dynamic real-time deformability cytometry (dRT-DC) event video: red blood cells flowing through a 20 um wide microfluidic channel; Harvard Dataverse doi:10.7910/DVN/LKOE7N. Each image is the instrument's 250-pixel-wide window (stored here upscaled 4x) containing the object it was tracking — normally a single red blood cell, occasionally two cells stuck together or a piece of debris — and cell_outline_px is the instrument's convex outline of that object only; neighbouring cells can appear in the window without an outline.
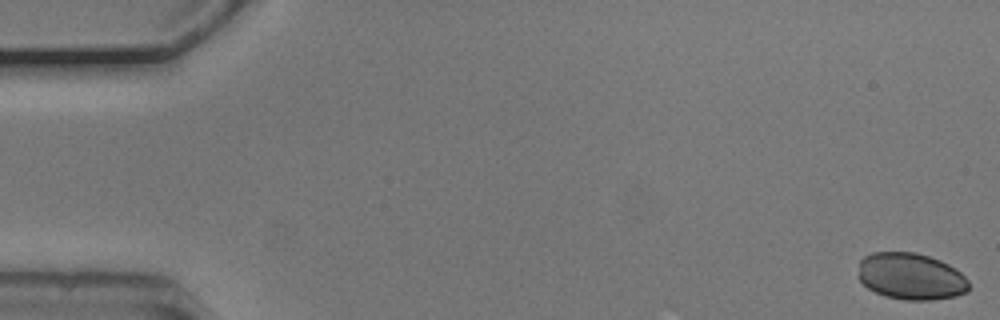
{"species": "common noctule bat (a hibernating species)", "species_latin": "Nyctalus noctula", "temperature_condition": "cold", "stored_images_in_passage": 54, "camera_frame_rate_fps": 3000, "um_per_image_px": 0.085, "animal": {"sex": "male", "body_mass_g": 20.5, "forearm_length_mm": 52.5}, "frame": {"image": 1, "passage_image": 1, "time_ms": 0.0, "image_size_px": [1000, 320], "cell_outline_px": [[968, 292], [956, 296], [932, 300], [904, 300], [884, 296], [868, 288], [856, 276], [860, 260], [864, 256], [872, 252], [916, 252], [940, 260], [956, 268], [968, 280]], "centroid_in_image_um": [77.4, 23.49], "position_along_channel_um": 7.6, "area_um2": 30.46}}
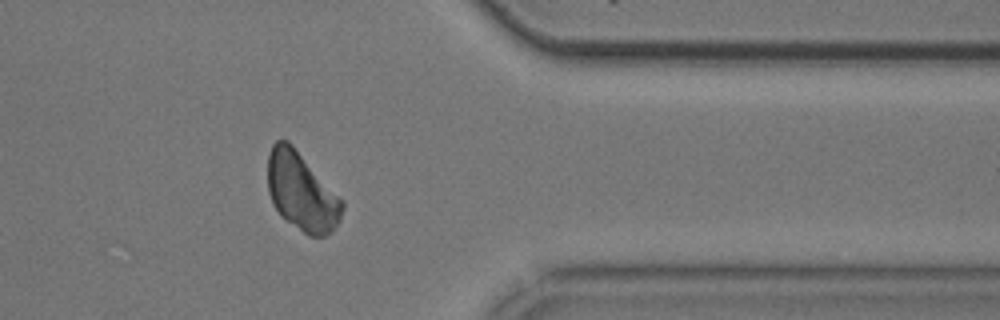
{"frame": {"image": 2, "passage_image": 44, "time_ms": 14.333, "image_size_px": [1000, 320], "cell_outline_px": [[344, 208], [340, 220], [332, 232], [324, 236], [308, 236], [280, 216], [272, 204], [268, 192], [268, 152], [272, 144], [276, 140], [288, 140], [292, 144], [344, 200]], "centroid_in_image_um": [25.64, 16.3], "position_along_channel_um": 385.8, "area_um2": 34.39}}
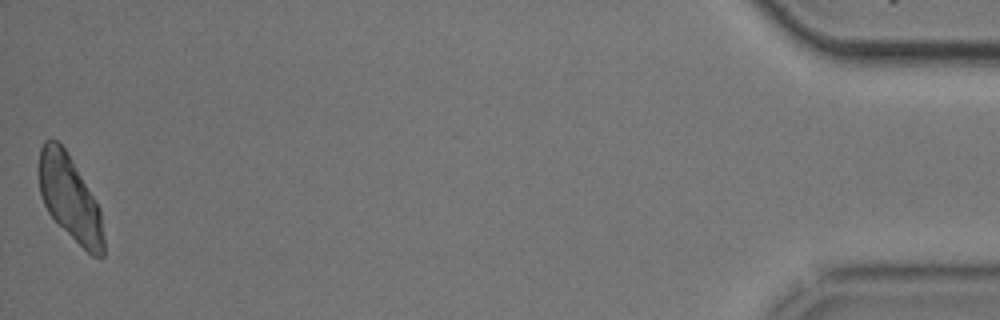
{"frame": {"image": 3, "passage_image": 54, "time_ms": 17.667, "image_size_px": [1000, 320], "cell_outline_px": [[104, 256], [92, 256], [48, 212], [40, 196], [36, 168], [40, 148], [44, 140], [56, 140], [64, 148], [100, 208], [104, 236]], "centroid_in_image_um": [5.89, 16.8], "position_along_channel_um": 429.3, "area_um2": 31.73}}